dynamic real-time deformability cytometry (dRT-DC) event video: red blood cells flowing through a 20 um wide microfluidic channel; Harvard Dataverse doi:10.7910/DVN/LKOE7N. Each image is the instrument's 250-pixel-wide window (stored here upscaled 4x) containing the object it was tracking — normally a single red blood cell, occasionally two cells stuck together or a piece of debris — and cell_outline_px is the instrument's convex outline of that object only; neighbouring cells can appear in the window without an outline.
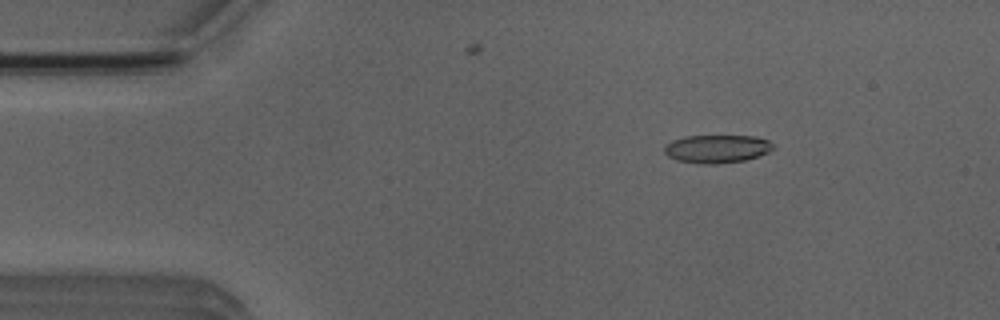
{"species": "Egyptian fruit bat (a non-hibernating species)", "species_latin": "Rousettus aegyptiacus", "temperature_condition": "room temperature", "stored_images_in_passage": 5, "camera_frame_rate_fps": 3000, "um_per_image_px": 0.085, "animal": {"sex": "male"}, "frame": {"image": 1, "passage_image": 3, "time_ms": 2.333, "image_size_px": [1000, 320], "cell_outline_px": [[776, 148], [768, 152], [744, 160], [716, 164], [704, 164], [676, 160], [668, 156], [664, 152], [664, 144], [672, 140], [684, 136], [756, 136], [768, 140]], "centroid_in_image_um": [60.91, 12.64], "position_along_channel_um": 24.1, "area_um2": 17.86}}